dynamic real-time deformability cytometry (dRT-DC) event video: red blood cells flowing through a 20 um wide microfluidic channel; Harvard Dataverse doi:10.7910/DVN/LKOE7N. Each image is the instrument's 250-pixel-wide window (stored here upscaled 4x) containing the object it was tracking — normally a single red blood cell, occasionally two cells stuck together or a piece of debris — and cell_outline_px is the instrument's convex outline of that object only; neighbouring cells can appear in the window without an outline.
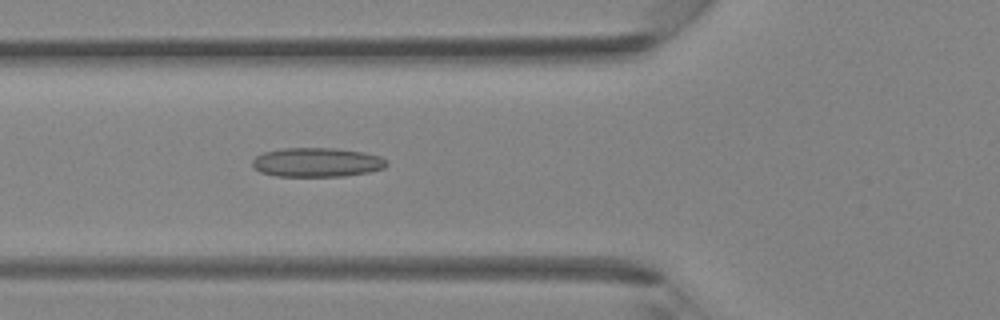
{"species": "Egyptian fruit bat (a non-hibernating species)", "species_latin": "Rousettus aegyptiacus", "temperature_condition": "room temperature", "stored_images_in_passage": 40, "camera_frame_rate_fps": 3000, "um_per_image_px": 0.085, "animal": {"sex": "female"}, "frame": {"image": 1, "passage_image": 14, "time_ms": 4.333, "image_size_px": [1000, 320], "cell_outline_px": [[388, 164], [384, 168], [368, 172], [344, 176], [276, 176], [260, 172], [252, 168], [252, 160], [256, 156], [264, 152], [284, 148], [336, 148], [364, 152], [380, 156], [388, 160]], "centroid_in_image_um": [26.94, 13.79], "position_along_channel_um": 98.9, "area_um2": 23.0}}
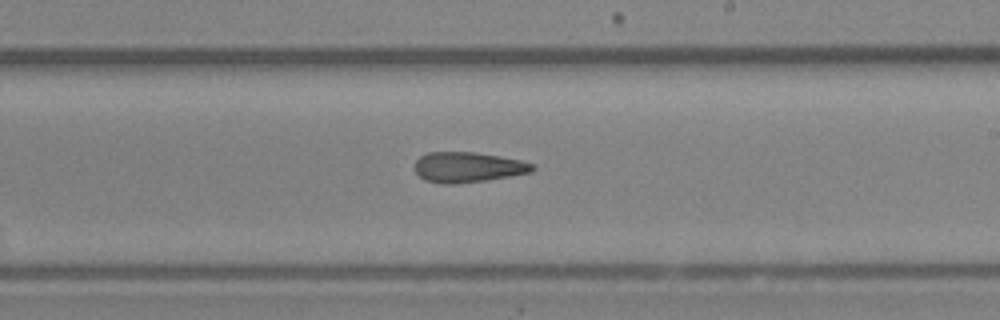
{"frame": {"image": 2, "passage_image": 23, "time_ms": 7.333, "image_size_px": [1000, 320], "cell_outline_px": [[536, 168], [532, 172], [484, 180], [452, 184], [444, 184], [424, 180], [412, 168], [416, 160], [420, 156], [428, 152], [476, 152], [500, 156], [520, 160], [532, 164]], "centroid_in_image_um": [39.72, 14.2], "position_along_channel_um": 249.3, "area_um2": 20.75}}
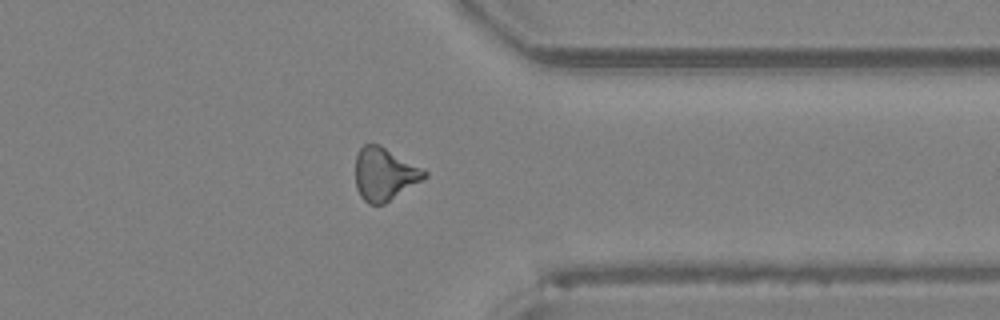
{"frame": {"image": 3, "passage_image": 31, "time_ms": 10.0, "image_size_px": [1000, 320], "cell_outline_px": [[428, 176], [384, 204], [368, 204], [360, 196], [356, 188], [356, 156], [360, 148], [364, 144], [380, 144], [424, 168], [428, 172]], "centroid_in_image_um": [32.69, 14.78], "position_along_channel_um": 378.7, "area_um2": 21.33}}